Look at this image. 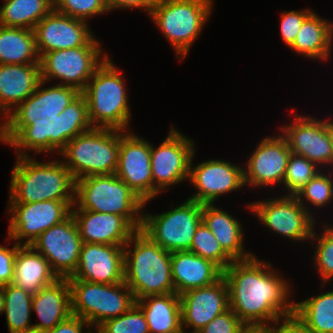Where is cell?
<instances>
[{
  "label": "cell",
  "instance_id": "6da1fadb",
  "mask_svg": "<svg viewBox=\"0 0 333 333\" xmlns=\"http://www.w3.org/2000/svg\"><path fill=\"white\" fill-rule=\"evenodd\" d=\"M119 146L120 130L81 125L65 110H59L36 135H30V151L34 155L58 153L75 181L115 174Z\"/></svg>",
  "mask_w": 333,
  "mask_h": 333
},
{
  "label": "cell",
  "instance_id": "7a4b0ae2",
  "mask_svg": "<svg viewBox=\"0 0 333 333\" xmlns=\"http://www.w3.org/2000/svg\"><path fill=\"white\" fill-rule=\"evenodd\" d=\"M223 277L228 286L229 308L244 324L271 325L294 315L292 282L274 269L271 261L256 255L233 261L223 271Z\"/></svg>",
  "mask_w": 333,
  "mask_h": 333
},
{
  "label": "cell",
  "instance_id": "3957f363",
  "mask_svg": "<svg viewBox=\"0 0 333 333\" xmlns=\"http://www.w3.org/2000/svg\"><path fill=\"white\" fill-rule=\"evenodd\" d=\"M60 109L48 97L40 64H0V142L36 135Z\"/></svg>",
  "mask_w": 333,
  "mask_h": 333
},
{
  "label": "cell",
  "instance_id": "277c9868",
  "mask_svg": "<svg viewBox=\"0 0 333 333\" xmlns=\"http://www.w3.org/2000/svg\"><path fill=\"white\" fill-rule=\"evenodd\" d=\"M110 55L96 69L86 88L65 111L87 127L131 131L129 95L122 69L118 70Z\"/></svg>",
  "mask_w": 333,
  "mask_h": 333
},
{
  "label": "cell",
  "instance_id": "5b68a950",
  "mask_svg": "<svg viewBox=\"0 0 333 333\" xmlns=\"http://www.w3.org/2000/svg\"><path fill=\"white\" fill-rule=\"evenodd\" d=\"M6 145L16 152L8 203L74 200L75 180L59 158L40 162L30 156V135H13Z\"/></svg>",
  "mask_w": 333,
  "mask_h": 333
},
{
  "label": "cell",
  "instance_id": "8992f818",
  "mask_svg": "<svg viewBox=\"0 0 333 333\" xmlns=\"http://www.w3.org/2000/svg\"><path fill=\"white\" fill-rule=\"evenodd\" d=\"M94 36L85 46L49 51L40 56L43 87L50 100L60 109L66 107L86 88L96 69L109 56Z\"/></svg>",
  "mask_w": 333,
  "mask_h": 333
},
{
  "label": "cell",
  "instance_id": "52a82bcc",
  "mask_svg": "<svg viewBox=\"0 0 333 333\" xmlns=\"http://www.w3.org/2000/svg\"><path fill=\"white\" fill-rule=\"evenodd\" d=\"M124 282L135 300L175 292L171 252L137 230L124 246Z\"/></svg>",
  "mask_w": 333,
  "mask_h": 333
},
{
  "label": "cell",
  "instance_id": "ba28073f",
  "mask_svg": "<svg viewBox=\"0 0 333 333\" xmlns=\"http://www.w3.org/2000/svg\"><path fill=\"white\" fill-rule=\"evenodd\" d=\"M147 204L115 174L86 176L75 181L72 210L120 215L136 230H141Z\"/></svg>",
  "mask_w": 333,
  "mask_h": 333
},
{
  "label": "cell",
  "instance_id": "9c48e42d",
  "mask_svg": "<svg viewBox=\"0 0 333 333\" xmlns=\"http://www.w3.org/2000/svg\"><path fill=\"white\" fill-rule=\"evenodd\" d=\"M213 0H157L149 15L170 43L179 61L184 60L211 18Z\"/></svg>",
  "mask_w": 333,
  "mask_h": 333
},
{
  "label": "cell",
  "instance_id": "30bf717a",
  "mask_svg": "<svg viewBox=\"0 0 333 333\" xmlns=\"http://www.w3.org/2000/svg\"><path fill=\"white\" fill-rule=\"evenodd\" d=\"M68 283L72 315L83 318L93 327L126 313L136 303L125 282L103 284L68 280Z\"/></svg>",
  "mask_w": 333,
  "mask_h": 333
},
{
  "label": "cell",
  "instance_id": "8fae6325",
  "mask_svg": "<svg viewBox=\"0 0 333 333\" xmlns=\"http://www.w3.org/2000/svg\"><path fill=\"white\" fill-rule=\"evenodd\" d=\"M173 208L158 214L143 210L141 231L169 252L189 251L202 222V204L187 198Z\"/></svg>",
  "mask_w": 333,
  "mask_h": 333
},
{
  "label": "cell",
  "instance_id": "7c38bea8",
  "mask_svg": "<svg viewBox=\"0 0 333 333\" xmlns=\"http://www.w3.org/2000/svg\"><path fill=\"white\" fill-rule=\"evenodd\" d=\"M269 197L248 203L246 208L269 231L293 242H310L315 226L320 223L299 203L295 196ZM317 222V223H316Z\"/></svg>",
  "mask_w": 333,
  "mask_h": 333
},
{
  "label": "cell",
  "instance_id": "4fadbf2b",
  "mask_svg": "<svg viewBox=\"0 0 333 333\" xmlns=\"http://www.w3.org/2000/svg\"><path fill=\"white\" fill-rule=\"evenodd\" d=\"M169 130L158 147L151 143L153 200L164 193L166 188H172L188 180L191 159L196 151L194 139L185 136L174 126Z\"/></svg>",
  "mask_w": 333,
  "mask_h": 333
},
{
  "label": "cell",
  "instance_id": "5bb4252c",
  "mask_svg": "<svg viewBox=\"0 0 333 333\" xmlns=\"http://www.w3.org/2000/svg\"><path fill=\"white\" fill-rule=\"evenodd\" d=\"M73 205L74 200L8 203L7 234L18 245H31L47 229L67 219Z\"/></svg>",
  "mask_w": 333,
  "mask_h": 333
},
{
  "label": "cell",
  "instance_id": "9a60e30c",
  "mask_svg": "<svg viewBox=\"0 0 333 333\" xmlns=\"http://www.w3.org/2000/svg\"><path fill=\"white\" fill-rule=\"evenodd\" d=\"M195 154L196 151L191 159L188 178L195 194H190L188 199L201 204H215L223 195L243 189V166L217 158L194 165Z\"/></svg>",
  "mask_w": 333,
  "mask_h": 333
},
{
  "label": "cell",
  "instance_id": "2e32d148",
  "mask_svg": "<svg viewBox=\"0 0 333 333\" xmlns=\"http://www.w3.org/2000/svg\"><path fill=\"white\" fill-rule=\"evenodd\" d=\"M82 243L71 214L39 235L30 246L47 259L58 278H68L77 269Z\"/></svg>",
  "mask_w": 333,
  "mask_h": 333
},
{
  "label": "cell",
  "instance_id": "e0dca14e",
  "mask_svg": "<svg viewBox=\"0 0 333 333\" xmlns=\"http://www.w3.org/2000/svg\"><path fill=\"white\" fill-rule=\"evenodd\" d=\"M291 153L286 138L280 132L278 135L262 138L245 161V186L255 189L275 188L277 185L282 187Z\"/></svg>",
  "mask_w": 333,
  "mask_h": 333
},
{
  "label": "cell",
  "instance_id": "ac0fdd59",
  "mask_svg": "<svg viewBox=\"0 0 333 333\" xmlns=\"http://www.w3.org/2000/svg\"><path fill=\"white\" fill-rule=\"evenodd\" d=\"M294 117V118H293ZM288 125L279 127L292 153L306 157L322 170L330 171L331 144L329 118L318 119L310 114L292 116Z\"/></svg>",
  "mask_w": 333,
  "mask_h": 333
},
{
  "label": "cell",
  "instance_id": "d6986e66",
  "mask_svg": "<svg viewBox=\"0 0 333 333\" xmlns=\"http://www.w3.org/2000/svg\"><path fill=\"white\" fill-rule=\"evenodd\" d=\"M151 142L120 130L118 167L115 175L122 179L144 202L153 200Z\"/></svg>",
  "mask_w": 333,
  "mask_h": 333
},
{
  "label": "cell",
  "instance_id": "ffe728a7",
  "mask_svg": "<svg viewBox=\"0 0 333 333\" xmlns=\"http://www.w3.org/2000/svg\"><path fill=\"white\" fill-rule=\"evenodd\" d=\"M89 27L85 20L52 9L33 29L39 56L49 51L85 46L94 37Z\"/></svg>",
  "mask_w": 333,
  "mask_h": 333
},
{
  "label": "cell",
  "instance_id": "44dd1931",
  "mask_svg": "<svg viewBox=\"0 0 333 333\" xmlns=\"http://www.w3.org/2000/svg\"><path fill=\"white\" fill-rule=\"evenodd\" d=\"M179 296L184 333H197L229 309L228 286L224 277L210 286L189 290ZM188 329L190 331L187 332Z\"/></svg>",
  "mask_w": 333,
  "mask_h": 333
},
{
  "label": "cell",
  "instance_id": "7402d4cb",
  "mask_svg": "<svg viewBox=\"0 0 333 333\" xmlns=\"http://www.w3.org/2000/svg\"><path fill=\"white\" fill-rule=\"evenodd\" d=\"M68 280L124 282V246L82 243L77 269Z\"/></svg>",
  "mask_w": 333,
  "mask_h": 333
},
{
  "label": "cell",
  "instance_id": "603a6c76",
  "mask_svg": "<svg viewBox=\"0 0 333 333\" xmlns=\"http://www.w3.org/2000/svg\"><path fill=\"white\" fill-rule=\"evenodd\" d=\"M83 243L125 246L137 231L123 216L72 210Z\"/></svg>",
  "mask_w": 333,
  "mask_h": 333
},
{
  "label": "cell",
  "instance_id": "cb8c5ba5",
  "mask_svg": "<svg viewBox=\"0 0 333 333\" xmlns=\"http://www.w3.org/2000/svg\"><path fill=\"white\" fill-rule=\"evenodd\" d=\"M171 275L175 293L210 286L223 277V270L208 259L189 251L171 252Z\"/></svg>",
  "mask_w": 333,
  "mask_h": 333
},
{
  "label": "cell",
  "instance_id": "d4e9b609",
  "mask_svg": "<svg viewBox=\"0 0 333 333\" xmlns=\"http://www.w3.org/2000/svg\"><path fill=\"white\" fill-rule=\"evenodd\" d=\"M32 312L39 321L34 331L47 332L72 315L71 293L67 278H58L33 295Z\"/></svg>",
  "mask_w": 333,
  "mask_h": 333
},
{
  "label": "cell",
  "instance_id": "484cf974",
  "mask_svg": "<svg viewBox=\"0 0 333 333\" xmlns=\"http://www.w3.org/2000/svg\"><path fill=\"white\" fill-rule=\"evenodd\" d=\"M216 204H202V221L216 237L222 249L234 260H247L255 253L246 251L243 224Z\"/></svg>",
  "mask_w": 333,
  "mask_h": 333
},
{
  "label": "cell",
  "instance_id": "4316f807",
  "mask_svg": "<svg viewBox=\"0 0 333 333\" xmlns=\"http://www.w3.org/2000/svg\"><path fill=\"white\" fill-rule=\"evenodd\" d=\"M333 44V22L313 11L303 22L289 47L293 52L313 61H329Z\"/></svg>",
  "mask_w": 333,
  "mask_h": 333
},
{
  "label": "cell",
  "instance_id": "83f0119b",
  "mask_svg": "<svg viewBox=\"0 0 333 333\" xmlns=\"http://www.w3.org/2000/svg\"><path fill=\"white\" fill-rule=\"evenodd\" d=\"M56 279L58 277L47 259L30 245H21L17 249L12 284L34 295Z\"/></svg>",
  "mask_w": 333,
  "mask_h": 333
},
{
  "label": "cell",
  "instance_id": "f1b7e54d",
  "mask_svg": "<svg viewBox=\"0 0 333 333\" xmlns=\"http://www.w3.org/2000/svg\"><path fill=\"white\" fill-rule=\"evenodd\" d=\"M135 304L143 311L150 333H184L180 296L175 292L148 295L136 300Z\"/></svg>",
  "mask_w": 333,
  "mask_h": 333
},
{
  "label": "cell",
  "instance_id": "f546056e",
  "mask_svg": "<svg viewBox=\"0 0 333 333\" xmlns=\"http://www.w3.org/2000/svg\"><path fill=\"white\" fill-rule=\"evenodd\" d=\"M32 29L0 25V64H40Z\"/></svg>",
  "mask_w": 333,
  "mask_h": 333
},
{
  "label": "cell",
  "instance_id": "4dcf8cb0",
  "mask_svg": "<svg viewBox=\"0 0 333 333\" xmlns=\"http://www.w3.org/2000/svg\"><path fill=\"white\" fill-rule=\"evenodd\" d=\"M294 301V315L311 333H333V289Z\"/></svg>",
  "mask_w": 333,
  "mask_h": 333
},
{
  "label": "cell",
  "instance_id": "1f68e13d",
  "mask_svg": "<svg viewBox=\"0 0 333 333\" xmlns=\"http://www.w3.org/2000/svg\"><path fill=\"white\" fill-rule=\"evenodd\" d=\"M2 4L1 26L32 30L53 9V0H3Z\"/></svg>",
  "mask_w": 333,
  "mask_h": 333
},
{
  "label": "cell",
  "instance_id": "d6a6232c",
  "mask_svg": "<svg viewBox=\"0 0 333 333\" xmlns=\"http://www.w3.org/2000/svg\"><path fill=\"white\" fill-rule=\"evenodd\" d=\"M33 295L9 283L4 285V310L9 333L33 331L31 324Z\"/></svg>",
  "mask_w": 333,
  "mask_h": 333
},
{
  "label": "cell",
  "instance_id": "836d02e7",
  "mask_svg": "<svg viewBox=\"0 0 333 333\" xmlns=\"http://www.w3.org/2000/svg\"><path fill=\"white\" fill-rule=\"evenodd\" d=\"M295 197L298 199L299 203L317 219L318 217L315 216L316 213L314 212L316 211H314V209H322L326 206H330L331 202H333V172L321 170L295 195Z\"/></svg>",
  "mask_w": 333,
  "mask_h": 333
},
{
  "label": "cell",
  "instance_id": "e575fe53",
  "mask_svg": "<svg viewBox=\"0 0 333 333\" xmlns=\"http://www.w3.org/2000/svg\"><path fill=\"white\" fill-rule=\"evenodd\" d=\"M321 222H323L321 228L323 230L319 234L315 226L310 241L312 240L311 243L315 246L313 265L315 264L314 268L320 275L321 288H323L333 279V224L331 225L328 221Z\"/></svg>",
  "mask_w": 333,
  "mask_h": 333
},
{
  "label": "cell",
  "instance_id": "d590c367",
  "mask_svg": "<svg viewBox=\"0 0 333 333\" xmlns=\"http://www.w3.org/2000/svg\"><path fill=\"white\" fill-rule=\"evenodd\" d=\"M189 252L212 261L223 271L234 261L203 221L196 229Z\"/></svg>",
  "mask_w": 333,
  "mask_h": 333
},
{
  "label": "cell",
  "instance_id": "8d00e7d4",
  "mask_svg": "<svg viewBox=\"0 0 333 333\" xmlns=\"http://www.w3.org/2000/svg\"><path fill=\"white\" fill-rule=\"evenodd\" d=\"M321 170L306 157L291 153L282 184L285 196H295Z\"/></svg>",
  "mask_w": 333,
  "mask_h": 333
},
{
  "label": "cell",
  "instance_id": "74e56055",
  "mask_svg": "<svg viewBox=\"0 0 333 333\" xmlns=\"http://www.w3.org/2000/svg\"><path fill=\"white\" fill-rule=\"evenodd\" d=\"M99 328L103 333H150L144 313L136 304L126 313L105 321Z\"/></svg>",
  "mask_w": 333,
  "mask_h": 333
},
{
  "label": "cell",
  "instance_id": "f35d334b",
  "mask_svg": "<svg viewBox=\"0 0 333 333\" xmlns=\"http://www.w3.org/2000/svg\"><path fill=\"white\" fill-rule=\"evenodd\" d=\"M53 9L87 22L96 15L110 12L106 0H53Z\"/></svg>",
  "mask_w": 333,
  "mask_h": 333
},
{
  "label": "cell",
  "instance_id": "ab89813d",
  "mask_svg": "<svg viewBox=\"0 0 333 333\" xmlns=\"http://www.w3.org/2000/svg\"><path fill=\"white\" fill-rule=\"evenodd\" d=\"M313 9L304 8L298 10L282 11L280 21L281 40L290 47L297 37L304 20L313 12Z\"/></svg>",
  "mask_w": 333,
  "mask_h": 333
},
{
  "label": "cell",
  "instance_id": "60d3db41",
  "mask_svg": "<svg viewBox=\"0 0 333 333\" xmlns=\"http://www.w3.org/2000/svg\"><path fill=\"white\" fill-rule=\"evenodd\" d=\"M244 325L240 318L229 308L224 313L216 316L197 333H239Z\"/></svg>",
  "mask_w": 333,
  "mask_h": 333
},
{
  "label": "cell",
  "instance_id": "b9f144b4",
  "mask_svg": "<svg viewBox=\"0 0 333 333\" xmlns=\"http://www.w3.org/2000/svg\"><path fill=\"white\" fill-rule=\"evenodd\" d=\"M7 241L12 244V247H6L2 244L0 245V285L9 284L13 280L14 276V263L17 253V249L21 246L18 245L15 241H12L11 237L7 235Z\"/></svg>",
  "mask_w": 333,
  "mask_h": 333
},
{
  "label": "cell",
  "instance_id": "7bdbcfd3",
  "mask_svg": "<svg viewBox=\"0 0 333 333\" xmlns=\"http://www.w3.org/2000/svg\"><path fill=\"white\" fill-rule=\"evenodd\" d=\"M270 329L271 333H311L295 315L277 320Z\"/></svg>",
  "mask_w": 333,
  "mask_h": 333
},
{
  "label": "cell",
  "instance_id": "ee69618b",
  "mask_svg": "<svg viewBox=\"0 0 333 333\" xmlns=\"http://www.w3.org/2000/svg\"><path fill=\"white\" fill-rule=\"evenodd\" d=\"M157 0H106L109 11L141 9L148 15Z\"/></svg>",
  "mask_w": 333,
  "mask_h": 333
},
{
  "label": "cell",
  "instance_id": "f6af8a7d",
  "mask_svg": "<svg viewBox=\"0 0 333 333\" xmlns=\"http://www.w3.org/2000/svg\"><path fill=\"white\" fill-rule=\"evenodd\" d=\"M89 327L90 325L83 318L71 315L45 333H84Z\"/></svg>",
  "mask_w": 333,
  "mask_h": 333
},
{
  "label": "cell",
  "instance_id": "bcb514c9",
  "mask_svg": "<svg viewBox=\"0 0 333 333\" xmlns=\"http://www.w3.org/2000/svg\"><path fill=\"white\" fill-rule=\"evenodd\" d=\"M239 333H271L270 325L245 324Z\"/></svg>",
  "mask_w": 333,
  "mask_h": 333
},
{
  "label": "cell",
  "instance_id": "7dc6e473",
  "mask_svg": "<svg viewBox=\"0 0 333 333\" xmlns=\"http://www.w3.org/2000/svg\"><path fill=\"white\" fill-rule=\"evenodd\" d=\"M329 138H330V144H331V149H332L331 159H330V171L333 172V118H331V116H330V120H329Z\"/></svg>",
  "mask_w": 333,
  "mask_h": 333
},
{
  "label": "cell",
  "instance_id": "c3c4849f",
  "mask_svg": "<svg viewBox=\"0 0 333 333\" xmlns=\"http://www.w3.org/2000/svg\"><path fill=\"white\" fill-rule=\"evenodd\" d=\"M4 310V285H0V314H3Z\"/></svg>",
  "mask_w": 333,
  "mask_h": 333
},
{
  "label": "cell",
  "instance_id": "681fc988",
  "mask_svg": "<svg viewBox=\"0 0 333 333\" xmlns=\"http://www.w3.org/2000/svg\"><path fill=\"white\" fill-rule=\"evenodd\" d=\"M93 329H95L94 332H93ZM84 333H103V332H102V330L99 327L90 326L88 328V332L86 330V332H84Z\"/></svg>",
  "mask_w": 333,
  "mask_h": 333
},
{
  "label": "cell",
  "instance_id": "f907efd6",
  "mask_svg": "<svg viewBox=\"0 0 333 333\" xmlns=\"http://www.w3.org/2000/svg\"><path fill=\"white\" fill-rule=\"evenodd\" d=\"M25 333H45V332H38V331H30V332H25Z\"/></svg>",
  "mask_w": 333,
  "mask_h": 333
}]
</instances>
